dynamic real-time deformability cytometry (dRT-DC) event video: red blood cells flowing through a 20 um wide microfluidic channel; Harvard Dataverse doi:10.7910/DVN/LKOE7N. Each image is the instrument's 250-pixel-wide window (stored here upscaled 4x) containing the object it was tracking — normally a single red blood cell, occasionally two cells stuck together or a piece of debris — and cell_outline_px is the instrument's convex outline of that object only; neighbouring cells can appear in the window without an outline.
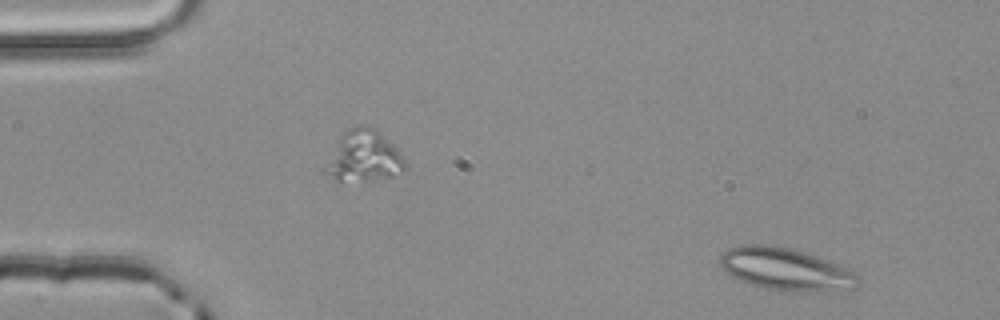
{"species": "common noctule bat (a hibernating species)", "species_latin": "Nyctalus noctula", "temperature_condition": "room temperature", "stored_images_in_passage": 2, "segment_of_instrument_passage": [2, 2], "camera_frame_rate_fps": 3000, "um_per_image_px": 0.085, "animal": {"sex": "male", "body_mass_g": 20.4}, "frame": {"image": 1, "passage_image": 2, "time_ms": 0.333, "image_size_px": [1000, 320], "cell_outline_px": [[860, 280], [856, 288], [824, 292], [792, 292], [764, 288], [740, 280], [732, 276], [720, 264], [720, 252], [728, 248], [740, 244], [764, 244], [792, 248], [840, 264], [860, 276]], "centroid_in_image_um": [66.82, 22.88], "position_along_channel_um": 18.2, "area_um2": 34.51}}